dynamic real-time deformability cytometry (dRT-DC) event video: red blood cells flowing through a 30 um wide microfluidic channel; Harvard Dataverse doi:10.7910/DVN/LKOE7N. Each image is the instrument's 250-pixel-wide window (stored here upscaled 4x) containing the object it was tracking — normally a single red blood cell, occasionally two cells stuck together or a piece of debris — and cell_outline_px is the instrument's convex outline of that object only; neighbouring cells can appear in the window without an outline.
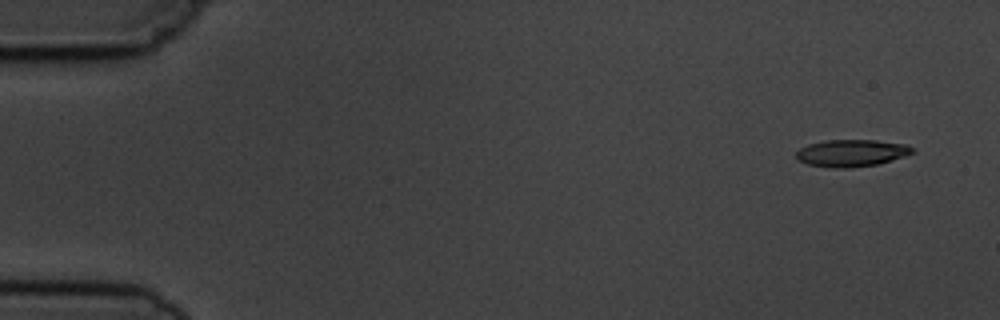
{"species": "common noctule bat (a hibernating species)", "species_latin": "Nyctalus noctula", "temperature_condition": "cold", "stored_images_in_passage": 9, "camera_frame_rate_fps": 3000, "um_per_image_px": 0.085, "animal": {"sex": "male", "body_mass_g": 19.5, "forearm_length_mm": 54.6}, "frame": {"image": 1, "passage_image": 1, "time_ms": 0.0, "image_size_px": [1000, 320], "cell_outline_px": [[916, 152], [904, 156], [876, 164], [848, 168], [828, 168], [808, 164], [796, 160], [796, 152], [800, 148], [808, 144], [824, 140], [876, 140], [908, 144], [916, 148]], "centroid_in_image_um": [72.38, 13.0], "position_along_channel_um": 12.6, "area_um2": 18.55}}
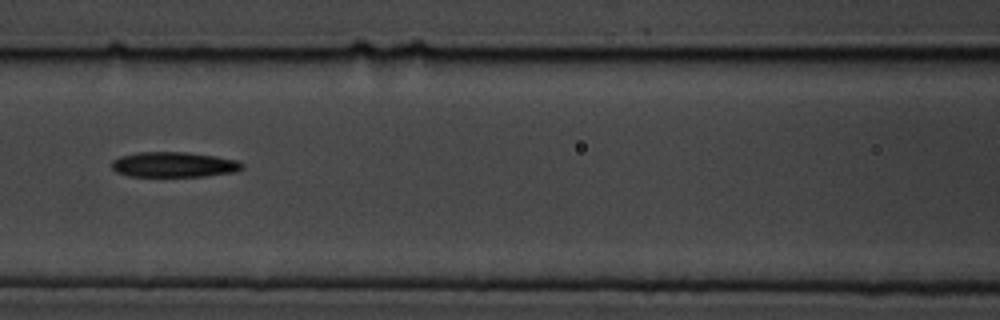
{"frame": {"image": 2, "passage_image": 7, "time_ms": 7.0, "image_size_px": [1000, 320], "cell_outline_px": [[244, 168], [232, 172], [204, 176], [128, 176], [116, 172], [112, 168], [112, 160], [120, 156], [136, 152], [184, 152], [216, 156], [236, 160], [244, 164]], "centroid_in_image_um": [14.75, 13.98], "position_along_channel_um": 151.9, "area_um2": 19.13}}
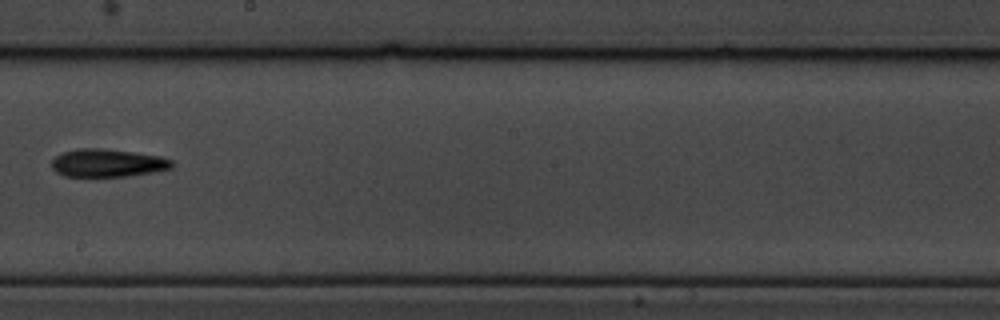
{"frame": {"image": 3, "passage_image": 9, "time_ms": 9.333, "image_size_px": [1000, 320], "cell_outline_px": [[172, 168], [152, 172], [124, 176], [64, 176], [56, 172], [52, 168], [52, 160], [60, 152], [80, 148], [96, 148], [132, 152], [160, 156], [172, 160]], "centroid_in_image_um": [9.1, 13.85], "position_along_channel_um": 239.1, "area_um2": 19.36}}